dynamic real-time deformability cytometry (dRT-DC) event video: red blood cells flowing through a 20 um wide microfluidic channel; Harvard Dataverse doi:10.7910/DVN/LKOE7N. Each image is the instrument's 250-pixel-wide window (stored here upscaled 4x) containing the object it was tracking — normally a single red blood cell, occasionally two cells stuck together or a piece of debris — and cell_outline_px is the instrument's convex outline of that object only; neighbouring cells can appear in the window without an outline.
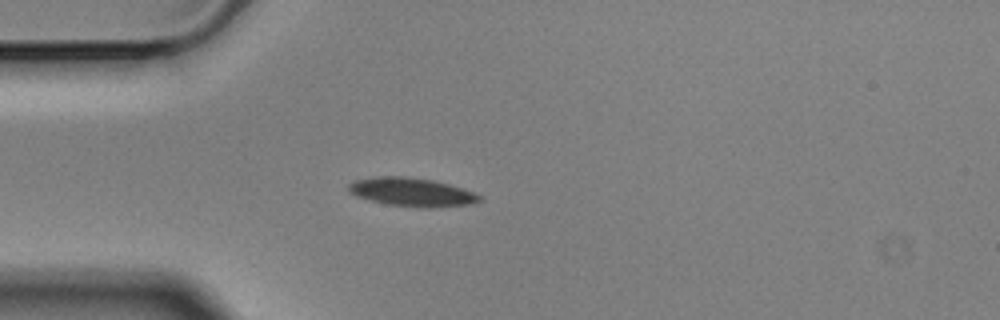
{"species": "Egyptian fruit bat (a non-hibernating species)", "species_latin": "Rousettus aegyptiacus", "temperature_condition": "cold", "stored_images_in_passage": 2, "camera_frame_rate_fps": 3000, "um_per_image_px": 0.085, "animal": {"sex": "male"}, "frame": {"image": 1, "passage_image": 1, "time_ms": 0.0, "image_size_px": [1000, 320], "cell_outline_px": [[484, 200], [472, 204], [428, 208], [420, 208], [388, 204], [356, 196], [348, 192], [348, 184], [356, 180], [376, 176], [404, 176], [432, 180], [448, 184], [472, 192], [480, 196]], "centroid_in_image_um": [34.99, 16.33], "position_along_channel_um": 50.0, "area_um2": 21.68}}